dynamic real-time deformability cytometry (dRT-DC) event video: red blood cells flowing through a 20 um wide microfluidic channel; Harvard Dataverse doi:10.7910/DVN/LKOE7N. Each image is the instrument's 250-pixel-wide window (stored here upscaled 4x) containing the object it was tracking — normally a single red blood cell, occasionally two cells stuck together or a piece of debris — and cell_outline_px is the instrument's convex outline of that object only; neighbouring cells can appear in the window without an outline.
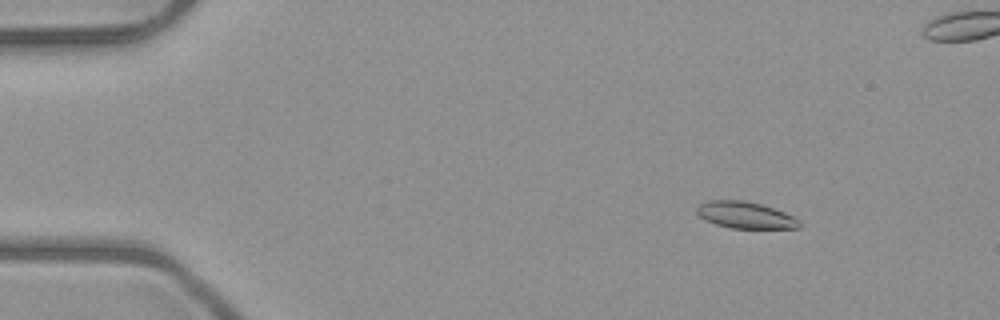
{"species": "common noctule bat (a hibernating species)", "species_latin": "Nyctalus noctula", "temperature_condition": "room temperature", "stored_images_in_passage": 48, "camera_frame_rate_fps": 3000, "um_per_image_px": 0.085, "animal": {"sex": "male", "body_mass_g": 23.1, "forearm_length_mm": 52.7}, "frame": {"image": 1, "passage_image": 2, "time_ms": 0.333, "image_size_px": [1000, 320], "cell_outline_px": [[800, 228], [732, 228], [716, 224], [704, 220], [696, 212], [696, 208], [700, 204], [708, 200], [744, 200], [760, 204], [784, 212], [800, 220]], "centroid_in_image_um": [63.33, 18.28], "position_along_channel_um": 21.7, "area_um2": 15.84}}
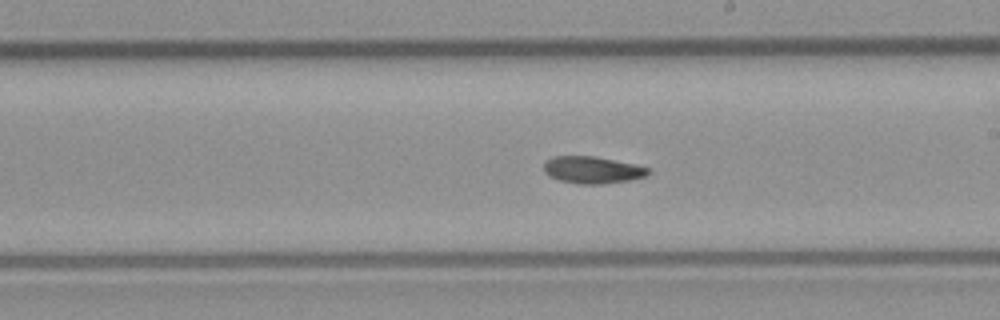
{"frame": {"image": 2, "passage_image": 25, "time_ms": 8.0, "image_size_px": [1000, 320], "cell_outline_px": [[652, 172], [648, 176], [628, 180], [600, 184], [576, 184], [560, 180], [548, 176], [544, 172], [544, 164], [552, 156], [592, 156], [636, 164], [648, 168]], "centroid_in_image_um": [50.36, 14.45], "position_along_channel_um": 238.6, "area_um2": 16.47}}
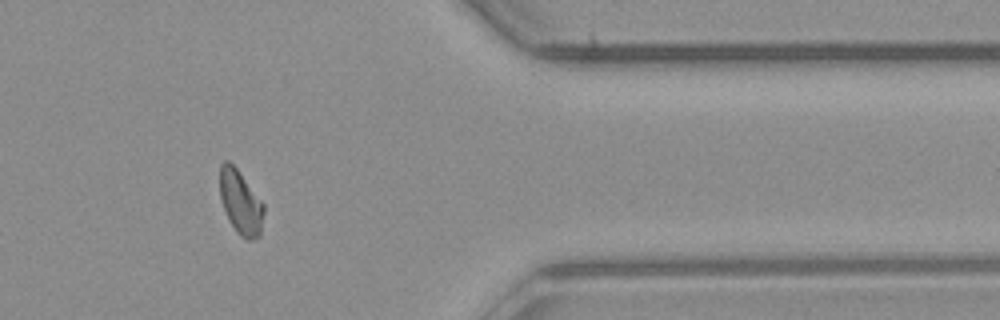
{"frame": {"image": 3, "passage_image": 38, "time_ms": 12.333, "image_size_px": [1000, 320], "cell_outline_px": [[264, 212], [260, 236], [252, 240], [248, 240], [240, 236], [236, 232], [220, 200], [220, 164], [224, 160], [228, 160], [236, 168], [264, 204]], "centroid_in_image_um": [20.45, 17.21], "position_along_channel_um": 390.9, "area_um2": 16.24}}